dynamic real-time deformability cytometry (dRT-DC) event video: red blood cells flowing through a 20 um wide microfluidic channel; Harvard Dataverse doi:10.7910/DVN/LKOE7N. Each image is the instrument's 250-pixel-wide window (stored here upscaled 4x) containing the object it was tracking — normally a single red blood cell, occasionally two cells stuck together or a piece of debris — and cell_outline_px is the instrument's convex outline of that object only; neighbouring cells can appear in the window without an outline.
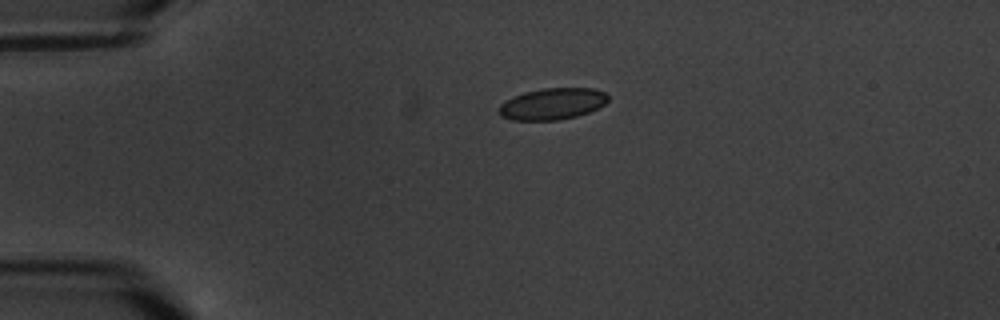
{"species": "common noctule bat (a hibernating species)", "species_latin": "Nyctalus noctula", "temperature_condition": "warm", "stored_images_in_passage": 7, "camera_frame_rate_fps": 3000, "um_per_image_px": 0.085, "animal": {"sex": "male", "body_mass_g": 20.1, "forearm_length_mm": 53.5}, "frame": {"image": 1, "passage_image": 1, "time_ms": 0.0, "image_size_px": [1000, 320], "cell_outline_px": [[608, 100], [604, 104], [588, 112], [576, 116], [560, 120], [512, 120], [500, 116], [496, 112], [500, 104], [524, 92], [544, 88], [592, 88], [604, 92], [608, 96]], "centroid_in_image_um": [46.92, 8.83], "position_along_channel_um": 38.1, "area_um2": 19.94}}
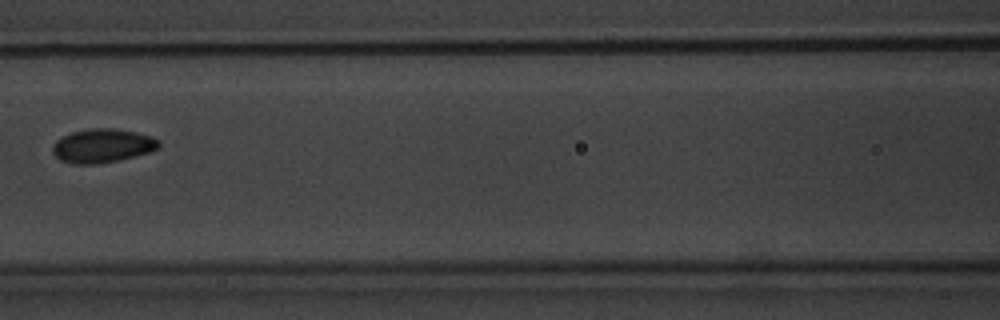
{"frame": {"image": 2, "passage_image": 5, "time_ms": 4.667, "image_size_px": [1000, 320], "cell_outline_px": [[160, 148], [148, 152], [116, 160], [96, 164], [76, 164], [60, 160], [52, 152], [52, 148], [56, 140], [72, 132], [88, 128], [112, 128], [136, 132], [152, 136], [160, 140]], "centroid_in_image_um": [8.71, 12.37], "position_along_channel_um": 157.9, "area_um2": 20.81}}
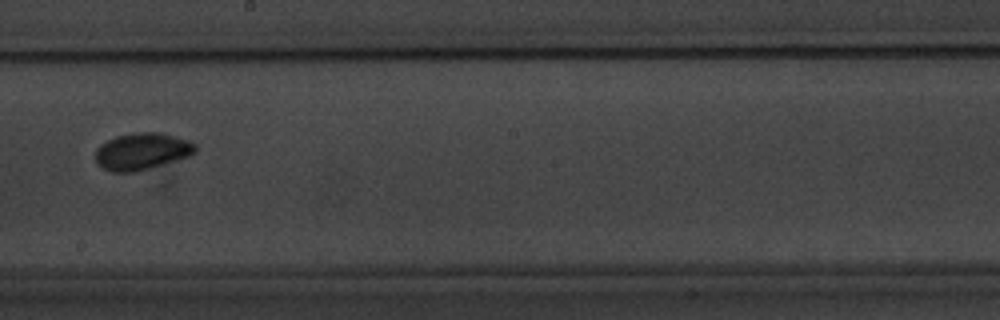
{"frame": {"image": 3, "passage_image": 7, "time_ms": 7.0, "image_size_px": [1000, 320], "cell_outline_px": [[196, 152], [188, 156], [136, 172], [112, 172], [96, 164], [96, 148], [100, 144], [116, 136], [136, 132], [160, 132], [188, 140], [196, 144]], "centroid_in_image_um": [12.04, 12.86], "position_along_channel_um": 236.2, "area_um2": 21.39}}